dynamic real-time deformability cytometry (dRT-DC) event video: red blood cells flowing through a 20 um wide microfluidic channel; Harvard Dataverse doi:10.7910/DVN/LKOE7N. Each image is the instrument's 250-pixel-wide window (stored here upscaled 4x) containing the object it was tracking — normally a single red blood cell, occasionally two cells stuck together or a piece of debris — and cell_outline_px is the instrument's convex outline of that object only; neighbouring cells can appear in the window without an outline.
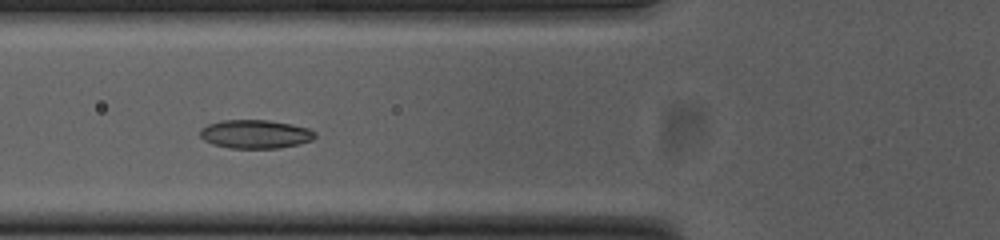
{"species": "common noctule bat (a hibernating species)", "species_latin": "Nyctalus noctula", "temperature_condition": "cold", "stored_images_in_passage": 38, "camera_frame_rate_fps": 3000, "um_per_image_px": 0.085, "animal": {"sex": "female", "body_mass_g": 23.0, "forearm_length_mm": 53.4}, "frame": {"image": 1, "passage_image": 4, "time_ms": 1.0, "image_size_px": [1000, 240], "cell_outline_px": [[316, 136], [312, 140], [280, 148], [228, 148], [212, 144], [204, 140], [200, 136], [200, 128], [208, 124], [220, 120], [268, 120], [292, 124], [308, 128], [316, 132]], "centroid_in_image_um": [21.68, 11.39], "position_along_channel_um": 104.1, "area_um2": 19.25}}
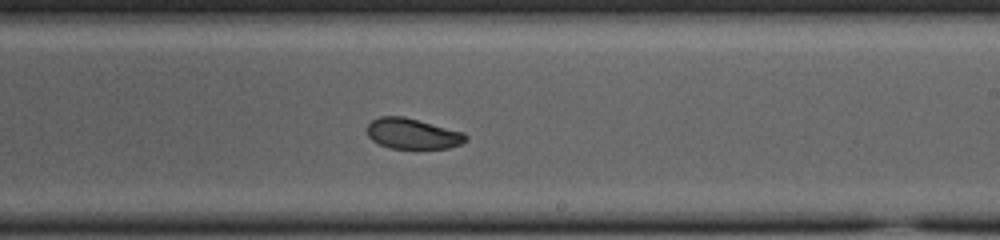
{"frame": {"image": 2, "passage_image": 16, "time_ms": 5.0, "image_size_px": [1000, 240], "cell_outline_px": [[468, 140], [460, 144], [448, 148], [388, 148], [372, 140], [368, 136], [368, 124], [372, 120], [380, 116], [404, 116], [464, 132], [468, 136]], "centroid_in_image_um": [35.09, 11.36], "position_along_channel_um": 253.9, "area_um2": 17.57}}
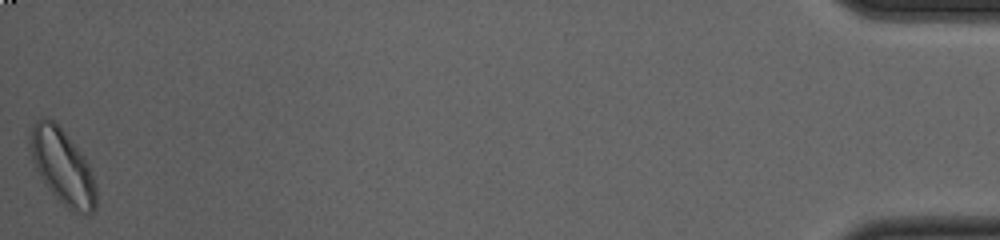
{"frame": {"image": 3, "passage_image": 38, "time_ms": 12.333, "image_size_px": [1000, 240], "cell_outline_px": [[96, 208], [92, 212], [76, 212], [68, 208], [48, 188], [40, 176], [32, 160], [28, 144], [28, 132], [32, 124], [40, 116], [48, 116], [64, 132], [84, 156], [92, 172], [96, 184]], "centroid_in_image_um": [5.27, 14.1], "position_along_channel_um": 429.9, "area_um2": 28.84}, "authors_computed_cell_mechanics": {"area_um2": 18.7272, "velocity_mm_per_s": 3.7565, "shape_relaxation_time_tau1_ms": 10.4818, "shape_relaxation_time_tau2_ms": 2.6875, "deformation_change_tau1": 0.1889, "deformation_change_tau2": 0.0584}}